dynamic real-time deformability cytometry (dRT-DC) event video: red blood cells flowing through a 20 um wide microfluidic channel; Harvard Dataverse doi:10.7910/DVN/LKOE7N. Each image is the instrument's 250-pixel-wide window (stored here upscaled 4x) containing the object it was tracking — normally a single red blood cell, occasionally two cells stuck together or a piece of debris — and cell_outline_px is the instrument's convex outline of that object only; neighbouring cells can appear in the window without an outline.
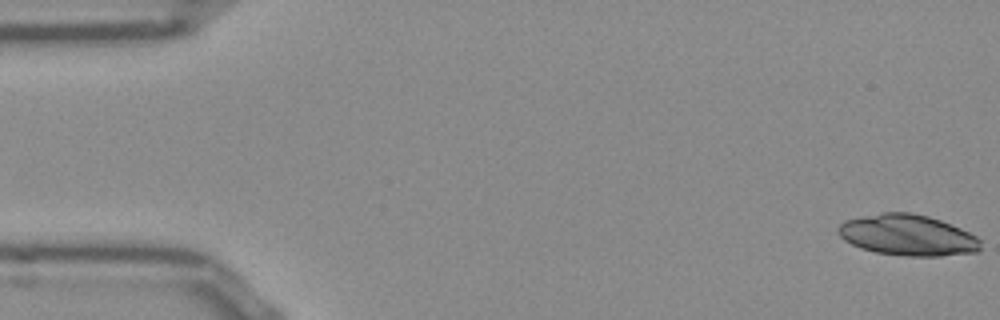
{"species": "Egyptian fruit bat (a non-hibernating species)", "species_latin": "Rousettus aegyptiacus", "temperature_condition": "room temperature", "stored_images_in_passage": 52, "camera_frame_rate_fps": 3000, "um_per_image_px": 0.085, "frame": {"image": 1, "passage_image": 1, "time_ms": 0.0, "image_size_px": [1000, 320], "cell_outline_px": [[980, 248], [976, 252], [940, 256], [908, 256], [876, 252], [860, 248], [844, 240], [836, 232], [836, 228], [844, 220], [884, 212], [912, 212], [928, 216], [940, 220], [960, 228], [976, 236], [980, 240]], "centroid_in_image_um": [77.12, 19.98], "position_along_channel_um": 7.9, "area_um2": 33.99}}